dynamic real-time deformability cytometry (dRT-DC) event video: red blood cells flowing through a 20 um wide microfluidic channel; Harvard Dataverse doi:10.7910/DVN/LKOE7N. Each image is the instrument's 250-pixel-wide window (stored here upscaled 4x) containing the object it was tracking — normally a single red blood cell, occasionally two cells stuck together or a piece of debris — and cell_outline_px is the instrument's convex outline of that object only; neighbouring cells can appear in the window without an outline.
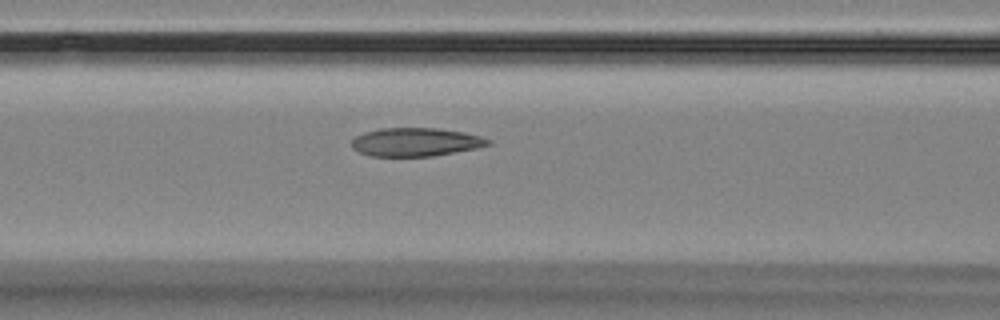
{"species": "Egyptian fruit bat (a non-hibernating species)", "species_latin": "Rousettus aegyptiacus", "temperature_condition": "room temperature", "stored_images_in_passage": 4, "camera_frame_rate_fps": 3000, "um_per_image_px": 0.085, "animal": {"sex": "female"}, "frame": {"image": 1, "passage_image": 4, "time_ms": 4.667, "image_size_px": [1000, 320], "cell_outline_px": [[492, 144], [476, 148], [432, 156], [372, 156], [360, 152], [352, 148], [352, 140], [356, 136], [364, 132], [380, 128], [436, 128], [464, 132], [480, 136], [492, 140]], "centroid_in_image_um": [35.34, 12.07], "position_along_channel_um": 131.3, "area_um2": 22.54}}